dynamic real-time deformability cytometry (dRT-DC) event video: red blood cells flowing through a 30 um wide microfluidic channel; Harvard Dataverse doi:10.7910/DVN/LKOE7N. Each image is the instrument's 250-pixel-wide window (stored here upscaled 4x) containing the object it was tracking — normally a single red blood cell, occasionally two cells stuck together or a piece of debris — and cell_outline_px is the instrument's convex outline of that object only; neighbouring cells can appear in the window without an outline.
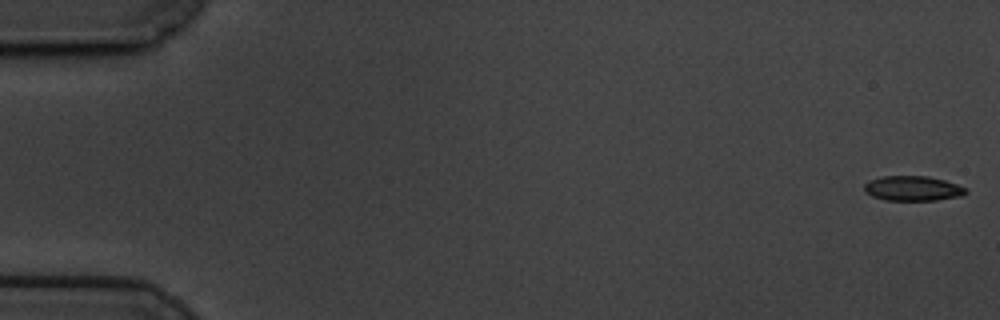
{"species": "common noctule bat (a hibernating species)", "species_latin": "Nyctalus noctula", "temperature_condition": "cold", "stored_images_in_passage": 59, "camera_frame_rate_fps": 3000, "um_per_image_px": 0.085, "animal": {"sex": "male", "body_mass_g": 19.5, "forearm_length_mm": 54.6}, "frame": {"image": 1, "passage_image": 1, "time_ms": 0.0, "image_size_px": [1000, 320], "cell_outline_px": [[968, 192], [964, 196], [936, 200], [884, 200], [872, 196], [864, 188], [864, 184], [868, 180], [884, 176], [928, 176], [944, 180], [968, 188]], "centroid_in_image_um": [77.63, 16.01], "position_along_channel_um": 7.4, "area_um2": 14.8}}
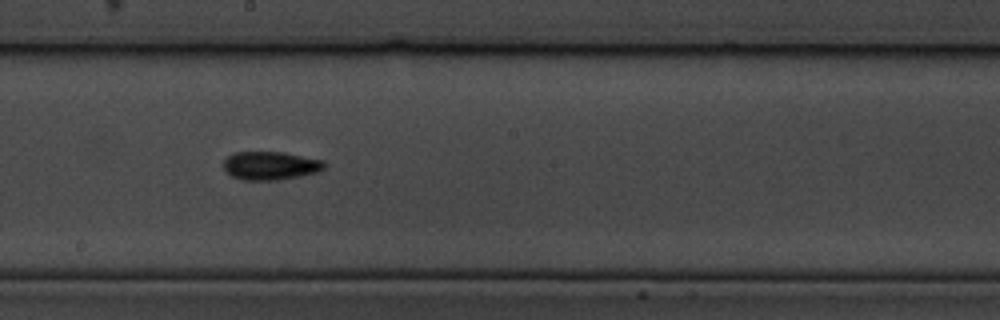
{"frame": {"image": 2, "passage_image": 33, "time_ms": 10.667, "image_size_px": [1000, 320], "cell_outline_px": [[324, 168], [320, 172], [280, 180], [240, 180], [232, 176], [224, 168], [224, 160], [232, 152], [284, 152], [324, 160]], "centroid_in_image_um": [23.0, 14.08], "position_along_channel_um": 225.2, "area_um2": 16.82}}
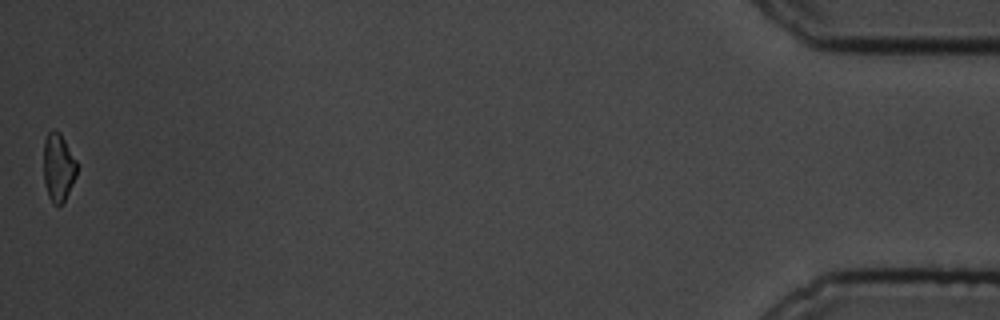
{"frame": {"image": 3, "passage_image": 59, "time_ms": 19.333, "image_size_px": [1000, 320], "cell_outline_px": [[76, 176], [64, 200], [60, 204], [52, 204], [48, 196], [44, 184], [44, 140], [48, 132], [52, 128], [56, 128], [60, 132], [76, 160]], "centroid_in_image_um": [4.93, 14.18], "position_along_channel_um": 430.3, "area_um2": 13.18}, "authors_computed_cell_mechanics": {"area_um2": 14.9124, "velocity_mm_per_s": 3.4181, "shape_relaxation_time_tau1_ms": 4.4393, "shape_relaxation_time_tau2_ms": null, "deformation_change_tau1": 0.0831, "deformation_change_tau2": null}}